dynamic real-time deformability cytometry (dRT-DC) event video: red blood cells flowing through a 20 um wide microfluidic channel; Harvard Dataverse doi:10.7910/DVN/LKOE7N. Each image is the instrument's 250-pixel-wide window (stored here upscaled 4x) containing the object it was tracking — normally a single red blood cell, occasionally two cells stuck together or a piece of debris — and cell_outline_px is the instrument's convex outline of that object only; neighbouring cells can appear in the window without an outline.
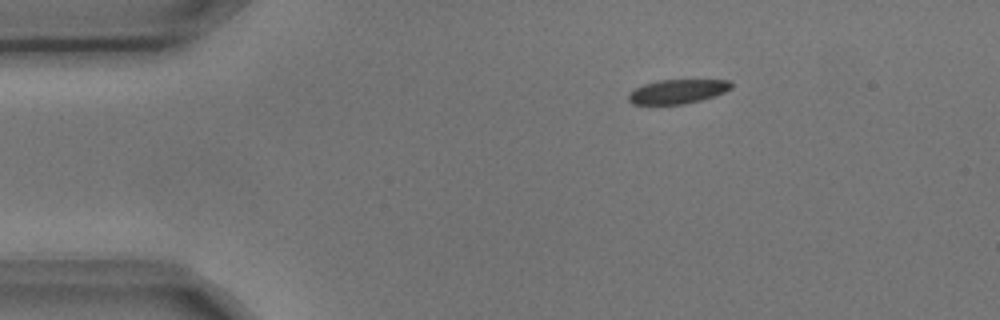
{"species": "common noctule bat (a hibernating species)", "species_latin": "Nyctalus noctula", "temperature_condition": "cold", "stored_images_in_passage": 5, "camera_frame_rate_fps": 3000, "um_per_image_px": 0.085, "animal": {"sex": "male", "body_mass_g": 17.9, "forearm_length_mm": 54.2}, "frame": {"image": 1, "passage_image": 1, "time_ms": 0.0, "image_size_px": [1000, 320], "cell_outline_px": [[732, 88], [724, 92], [700, 100], [684, 104], [632, 104], [628, 100], [628, 92], [632, 88], [656, 80], [732, 80]], "centroid_in_image_um": [57.54, 7.77], "position_along_channel_um": 27.5, "area_um2": 14.57}}
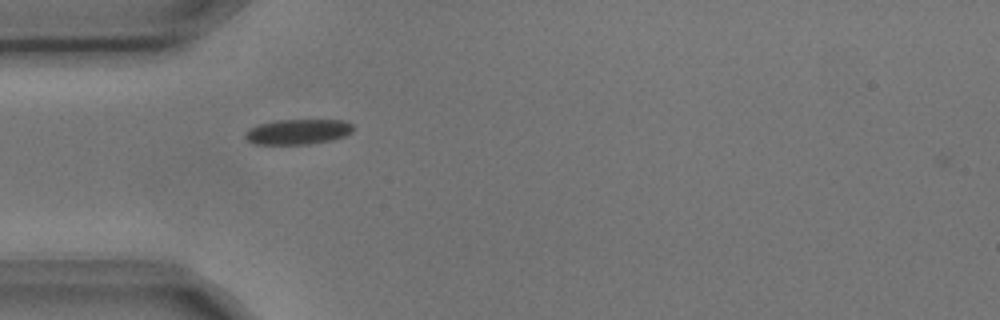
{"frame": {"image": 2, "passage_image": 3, "time_ms": 0.667, "image_size_px": [1000, 320], "cell_outline_px": [[352, 132], [344, 136], [332, 140], [308, 144], [252, 144], [244, 136], [244, 132], [260, 124], [276, 120], [344, 120], [352, 124]], "centroid_in_image_um": [25.32, 11.2], "position_along_channel_um": 59.7, "area_um2": 15.78}}
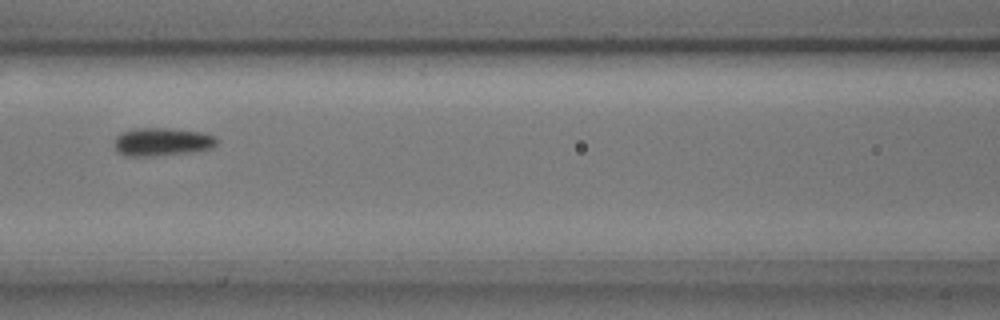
{"frame": {"image": 3, "passage_image": 5, "time_ms": 1.333, "image_size_px": [1000, 320], "cell_outline_px": [[220, 140], [212, 148], [192, 152], [156, 156], [124, 156], [116, 152], [116, 136], [120, 132], [136, 128], [168, 128], [204, 132], [216, 136]], "centroid_in_image_um": [13.81, 12.05], "position_along_channel_um": 152.8, "area_um2": 17.11}}